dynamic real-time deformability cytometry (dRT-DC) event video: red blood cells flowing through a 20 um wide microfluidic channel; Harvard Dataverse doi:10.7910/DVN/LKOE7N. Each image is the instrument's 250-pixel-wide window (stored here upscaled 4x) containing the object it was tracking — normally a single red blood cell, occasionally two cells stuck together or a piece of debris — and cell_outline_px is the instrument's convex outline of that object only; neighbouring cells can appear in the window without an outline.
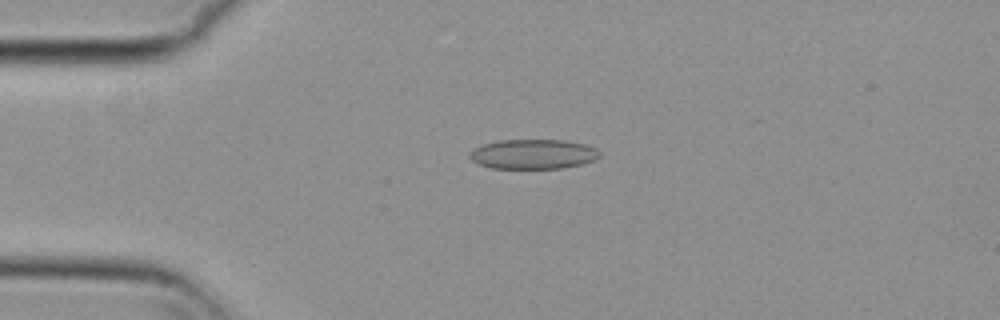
{"species": "common noctule bat (a hibernating species)", "species_latin": "Nyctalus noctula", "temperature_condition": "cold", "stored_images_in_passage": 47, "camera_frame_rate_fps": 3000, "um_per_image_px": 0.085, "animal": {"sex": "female", "body_mass_g": 29.2, "forearm_length_mm": 56.3}, "frame": {"image": 1, "passage_image": 13, "time_ms": 4.0, "image_size_px": [1000, 320], "cell_outline_px": [[600, 156], [592, 160], [580, 164], [564, 168], [492, 168], [480, 164], [472, 160], [468, 156], [468, 152], [472, 148], [484, 144], [500, 140], [564, 140], [584, 144], [596, 148], [600, 152]], "centroid_in_image_um": [45.29, 13.09], "position_along_channel_um": 39.7, "area_um2": 22.43}}
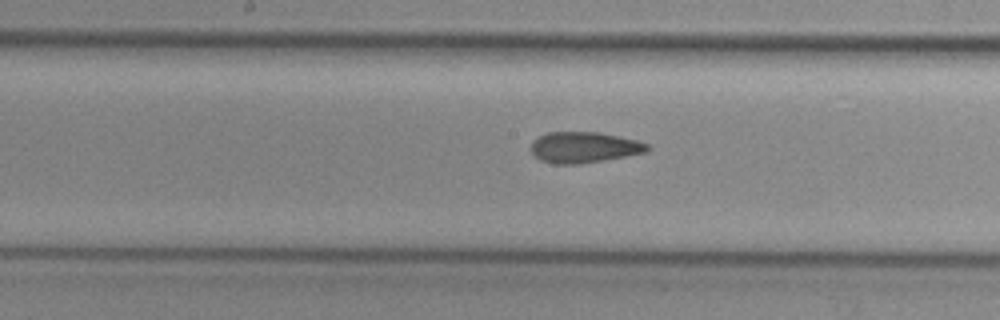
{"frame": {"image": 2, "passage_image": 28, "time_ms": 9.0, "image_size_px": [1000, 320], "cell_outline_px": [[652, 148], [648, 152], [604, 160], [576, 164], [552, 164], [540, 160], [532, 152], [532, 140], [548, 132], [600, 132], [620, 136], [636, 140], [648, 144]], "centroid_in_image_um": [49.68, 12.52], "position_along_channel_um": 198.5, "area_um2": 21.04}}
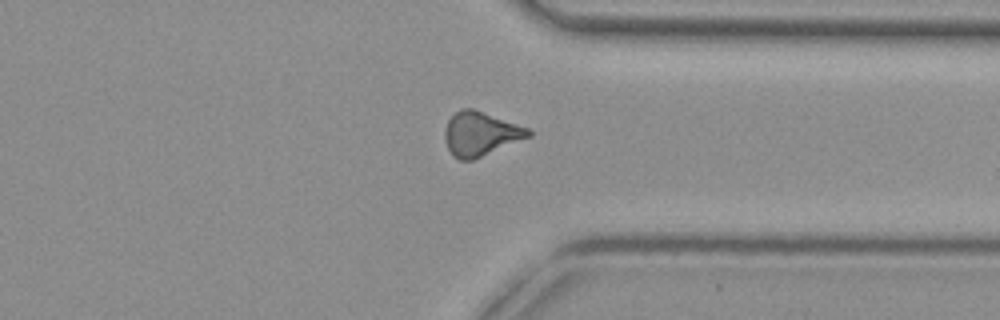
{"frame": {"image": 3, "passage_image": 42, "time_ms": 13.667, "image_size_px": [1000, 320], "cell_outline_px": [[532, 136], [472, 160], [460, 160], [452, 156], [444, 140], [444, 132], [448, 120], [456, 112], [464, 108], [472, 108], [528, 128], [532, 132]], "centroid_in_image_um": [40.83, 11.39], "position_along_channel_um": 370.6, "area_um2": 21.27}}